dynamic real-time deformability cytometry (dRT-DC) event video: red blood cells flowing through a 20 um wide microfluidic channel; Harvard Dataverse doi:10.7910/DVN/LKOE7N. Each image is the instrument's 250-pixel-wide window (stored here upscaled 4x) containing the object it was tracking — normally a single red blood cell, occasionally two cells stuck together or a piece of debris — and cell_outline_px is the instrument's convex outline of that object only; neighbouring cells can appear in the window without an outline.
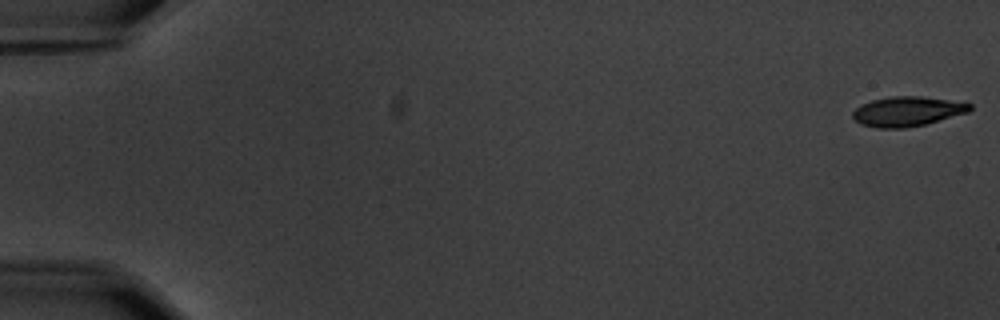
{"species": "common noctule bat (a hibernating species)", "species_latin": "Nyctalus noctula", "temperature_condition": "warm", "stored_images_in_passage": 57, "camera_frame_rate_fps": 3000, "um_per_image_px": 0.085, "animal": {"sex": "male", "body_mass_g": 20.1, "forearm_length_mm": 53.5}, "frame": {"image": 1, "passage_image": 1, "time_ms": 0.0, "image_size_px": [1000, 320], "cell_outline_px": [[972, 108], [968, 112], [924, 124], [904, 128], [876, 128], [860, 124], [852, 116], [852, 112], [856, 108], [872, 100], [892, 96], [920, 96], [948, 100], [972, 104]], "centroid_in_image_um": [77.09, 9.47], "position_along_channel_um": 7.9, "area_um2": 20.0}}
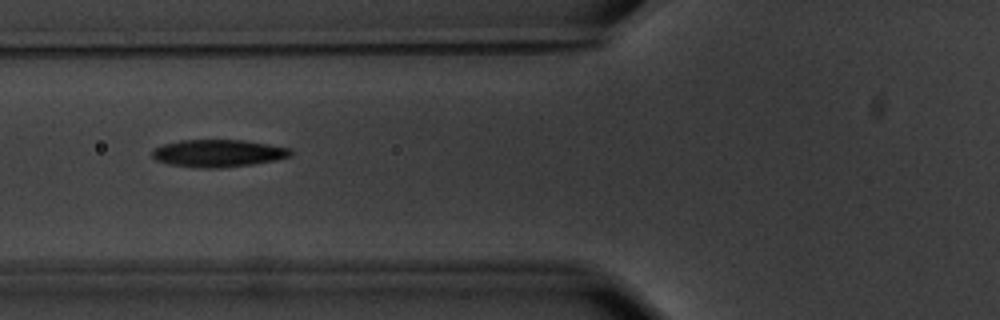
{"frame": {"image": 2, "passage_image": 23, "time_ms": 7.333, "image_size_px": [1000, 320], "cell_outline_px": [[292, 152], [288, 156], [276, 160], [252, 164], [220, 168], [200, 168], [168, 164], [156, 160], [152, 156], [152, 148], [164, 144], [180, 140], [244, 140], [292, 148]], "centroid_in_image_um": [18.52, 13.02], "position_along_channel_um": 107.3, "area_um2": 22.14}}
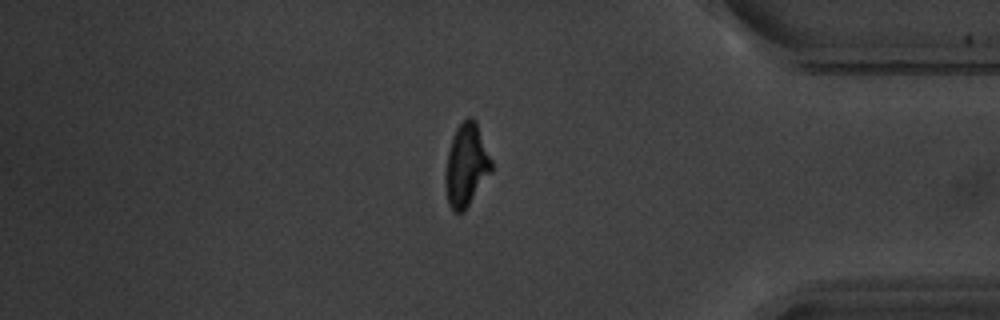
{"frame": {"image": 3, "passage_image": 49, "time_ms": 16.0, "image_size_px": [1000, 320], "cell_outline_px": [[492, 172], [464, 212], [452, 212], [448, 204], [444, 184], [444, 176], [448, 152], [452, 136], [456, 128], [468, 116], [472, 116], [476, 120], [492, 160]], "centroid_in_image_um": [39.63, 14.06], "position_along_channel_um": 395.6, "area_um2": 22.6}, "authors_computed_cell_mechanics": {"area_um2": 21.7328, "velocity_mm_per_s": 3.5898, "shape_relaxation_time_tau1_ms": 3.0827, "shape_relaxation_time_tau2_ms": 2.0433, "deformation_change_tau1": 0.1655, "deformation_change_tau2": 0.0922}}